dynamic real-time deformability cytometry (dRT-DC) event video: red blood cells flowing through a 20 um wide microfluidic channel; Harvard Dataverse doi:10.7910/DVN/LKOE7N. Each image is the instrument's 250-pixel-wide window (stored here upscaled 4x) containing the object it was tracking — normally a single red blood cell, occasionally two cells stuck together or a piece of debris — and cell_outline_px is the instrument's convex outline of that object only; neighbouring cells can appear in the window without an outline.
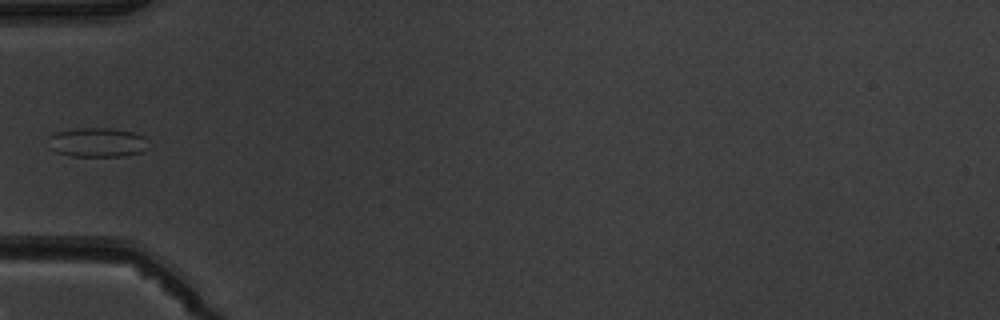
{"species": "common noctule bat (a hibernating species)", "species_latin": "Nyctalus noctula", "temperature_condition": "warm", "stored_images_in_passage": 6, "camera_frame_rate_fps": 3000, "um_per_image_px": 0.085, "animal": {"sex": "male", "body_mass_g": 19.5, "forearm_length_mm": 54.6}, "frame": {"image": 1, "passage_image": 5, "time_ms": 4.667, "image_size_px": [1000, 320], "cell_outline_px": [[148, 148], [144, 152], [124, 156], [72, 156], [56, 152], [48, 148], [48, 136], [56, 132], [76, 128], [108, 128], [132, 132], [144, 136]], "centroid_in_image_um": [8.24, 12.11], "position_along_channel_um": 76.8, "area_um2": 17.28}}
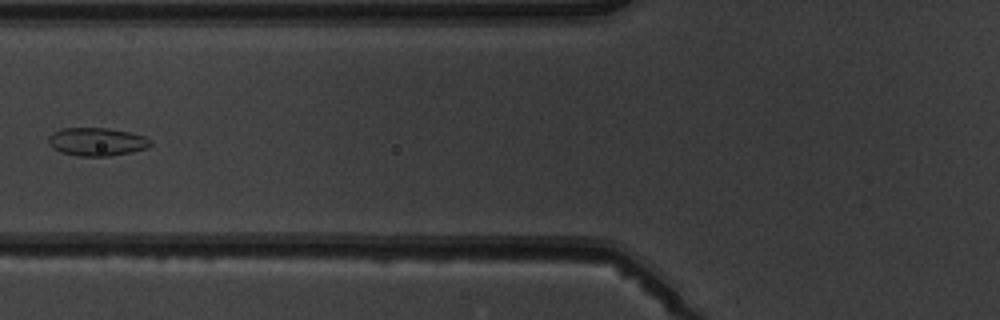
{"frame": {"image": 2, "passage_image": 6, "time_ms": 5.667, "image_size_px": [1000, 320], "cell_outline_px": [[152, 144], [148, 148], [132, 152], [108, 156], [76, 156], [60, 152], [52, 148], [48, 144], [48, 136], [52, 132], [60, 128], [108, 128], [128, 132], [144, 136], [152, 140]], "centroid_in_image_um": [8.21, 12.05], "position_along_channel_um": 117.6, "area_um2": 16.99}}